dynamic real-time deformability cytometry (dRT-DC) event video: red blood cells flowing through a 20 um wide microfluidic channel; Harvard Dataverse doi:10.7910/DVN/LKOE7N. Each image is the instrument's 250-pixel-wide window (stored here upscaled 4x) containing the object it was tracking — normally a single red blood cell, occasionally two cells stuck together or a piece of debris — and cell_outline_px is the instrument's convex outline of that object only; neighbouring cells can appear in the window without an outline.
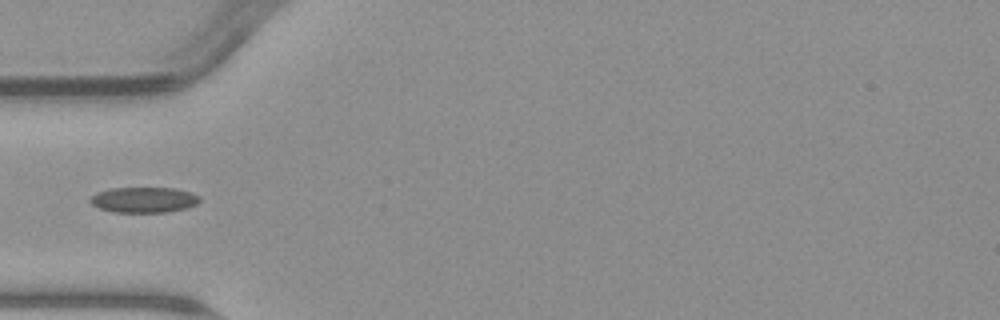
{"species": "common noctule bat (a hibernating species)", "species_latin": "Nyctalus noctula", "temperature_condition": "warm", "stored_images_in_passage": 6, "segment_of_instrument_passage": [2, 2], "camera_frame_rate_fps": 3000, "um_per_image_px": 0.085, "animal": {"sex": "male", "body_mass_g": 23.1, "forearm_length_mm": 52.7}, "frame": {"image": 1, "passage_image": 5, "time_ms": 4.667, "image_size_px": [1000, 320], "cell_outline_px": [[200, 200], [196, 204], [188, 208], [168, 212], [112, 212], [100, 208], [92, 204], [88, 200], [96, 192], [112, 188], [176, 188], [192, 192], [200, 196]], "centroid_in_image_um": [12.25, 16.98], "position_along_channel_um": 72.7, "area_um2": 16.42}}
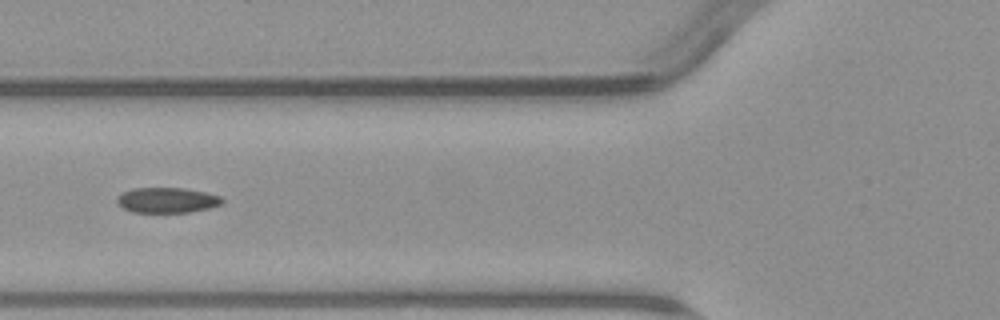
{"frame": {"image": 2, "passage_image": 6, "time_ms": 5.667, "image_size_px": [1000, 320], "cell_outline_px": [[224, 200], [220, 204], [208, 208], [188, 212], [132, 212], [124, 208], [116, 200], [124, 192], [132, 188], [184, 188], [204, 192], [220, 196]], "centroid_in_image_um": [14.21, 17.01], "position_along_channel_um": 111.6, "area_um2": 15.2}}